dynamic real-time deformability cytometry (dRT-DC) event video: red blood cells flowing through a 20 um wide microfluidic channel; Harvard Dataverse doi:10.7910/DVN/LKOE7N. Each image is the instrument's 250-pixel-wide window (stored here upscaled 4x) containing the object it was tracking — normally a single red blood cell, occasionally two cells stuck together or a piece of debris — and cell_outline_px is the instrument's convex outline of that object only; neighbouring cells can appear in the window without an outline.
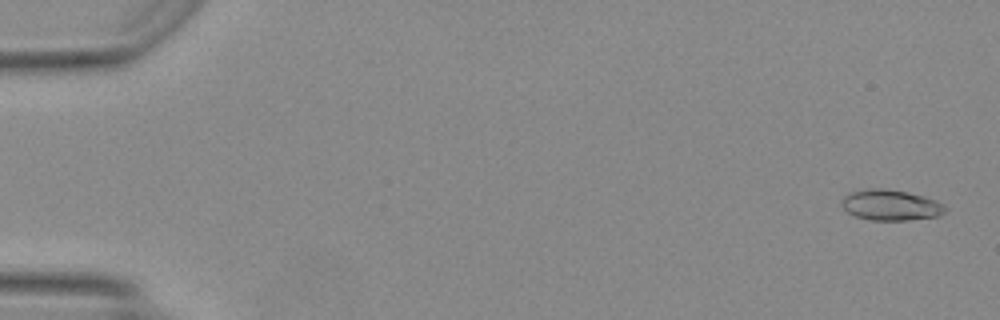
{"species": "Egyptian fruit bat (a non-hibernating species)", "species_latin": "Rousettus aegyptiacus", "temperature_condition": "warm", "stored_images_in_passage": 23, "camera_frame_rate_fps": 3000, "um_per_image_px": 0.085, "animal": {"sex": "female"}, "frame": {"image": 1, "passage_image": 2, "time_ms": 0.333, "image_size_px": [1000, 320], "cell_outline_px": [[948, 208], [940, 216], [908, 220], [868, 220], [856, 216], [848, 212], [844, 208], [840, 200], [848, 192], [868, 188], [884, 188], [908, 192], [924, 196], [936, 200], [944, 204]], "centroid_in_image_um": [75.72, 17.42], "position_along_channel_um": 9.3, "area_um2": 18.79}}
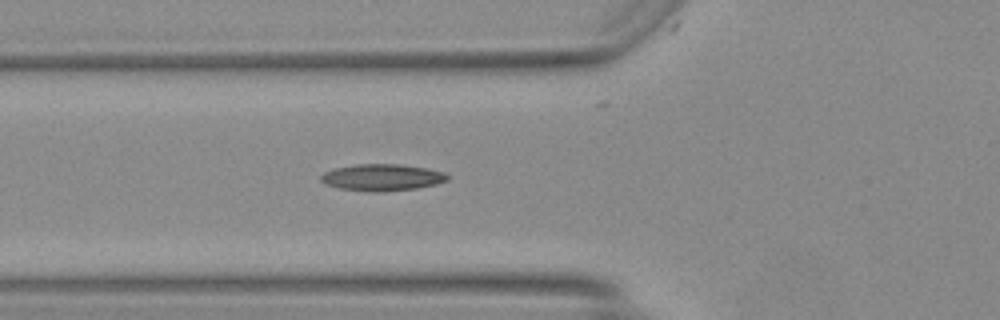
{"frame": {"image": 2, "passage_image": 19, "time_ms": 6.0, "image_size_px": [1000, 320], "cell_outline_px": [[448, 180], [436, 184], [416, 188], [380, 192], [372, 192], [340, 188], [324, 184], [320, 180], [320, 176], [324, 172], [336, 168], [356, 164], [400, 164], [428, 168], [444, 172], [448, 176]], "centroid_in_image_um": [32.47, 15.08], "position_along_channel_um": 93.3, "area_um2": 19.71}}
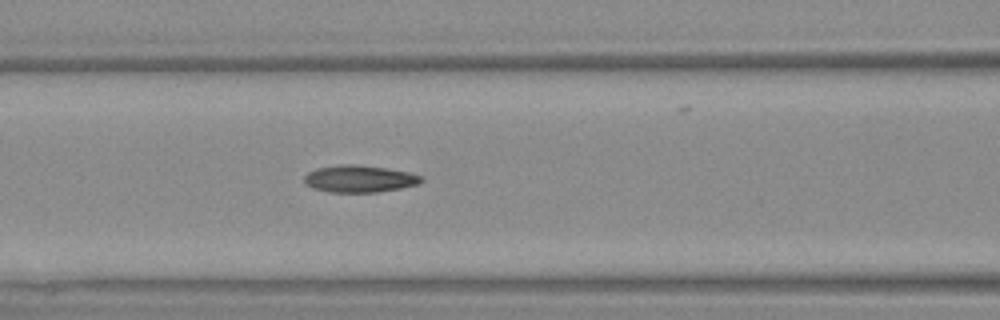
{"frame": {"image": 3, "passage_image": 22, "time_ms": 7.0, "image_size_px": [1000, 320], "cell_outline_px": [[424, 180], [416, 184], [400, 188], [376, 192], [328, 192], [312, 188], [304, 184], [304, 176], [308, 172], [316, 168], [340, 164], [356, 164], [388, 168], [408, 172], [420, 176]], "centroid_in_image_um": [30.49, 15.19], "position_along_channel_um": 136.1, "area_um2": 18.5}}